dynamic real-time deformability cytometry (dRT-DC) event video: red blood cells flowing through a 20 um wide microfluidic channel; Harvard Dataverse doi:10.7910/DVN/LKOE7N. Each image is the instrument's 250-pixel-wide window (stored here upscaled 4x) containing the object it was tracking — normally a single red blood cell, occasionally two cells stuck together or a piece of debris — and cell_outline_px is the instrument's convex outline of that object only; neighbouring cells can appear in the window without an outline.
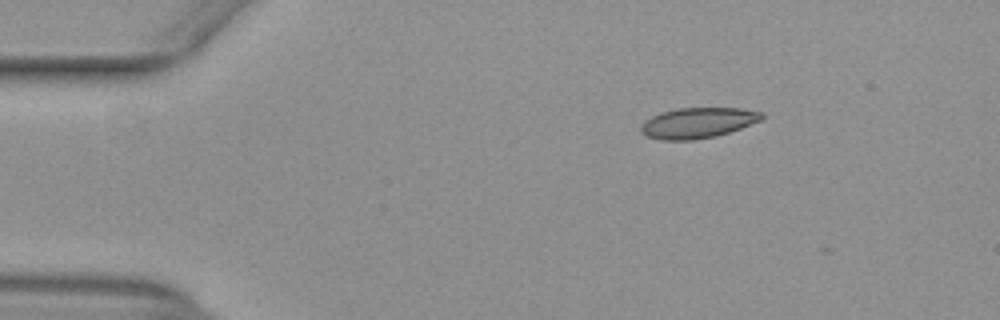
{"species": "common noctule bat (a hibernating species)", "species_latin": "Nyctalus noctula", "temperature_condition": "warm", "stored_images_in_passage": 3, "camera_frame_rate_fps": 3000, "um_per_image_px": 0.085, "animal": {"sex": "female", "body_mass_g": 29.2, "forearm_length_mm": 56.3}, "frame": {"image": 1, "passage_image": 1, "time_ms": 0.0, "image_size_px": [1000, 320], "cell_outline_px": [[764, 120], [716, 136], [692, 140], [660, 140], [648, 136], [640, 132], [640, 128], [644, 120], [660, 112], [676, 108], [740, 108], [764, 112]], "centroid_in_image_um": [59.32, 10.43], "position_along_channel_um": 25.7, "area_um2": 21.68}}